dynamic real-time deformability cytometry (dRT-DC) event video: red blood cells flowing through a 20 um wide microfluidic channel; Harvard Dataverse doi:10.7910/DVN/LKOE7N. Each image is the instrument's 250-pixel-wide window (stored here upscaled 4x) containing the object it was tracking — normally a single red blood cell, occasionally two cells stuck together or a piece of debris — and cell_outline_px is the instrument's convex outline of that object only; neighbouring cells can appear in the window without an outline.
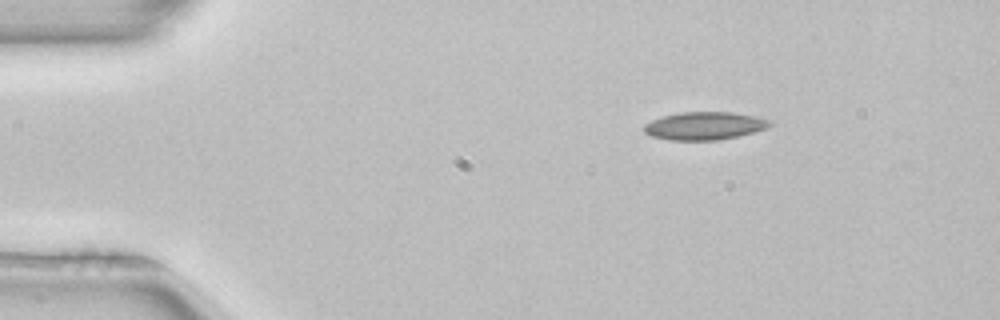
{"species": "common noctule bat (a hibernating species)", "species_latin": "Nyctalus noctula", "temperature_condition": "room temperature", "stored_images_in_passage": 44, "camera_frame_rate_fps": 3000, "um_per_image_px": 0.085, "animal": {"sex": "female", "body_mass_g": 22.7, "forearm_length_mm": 54.2}, "frame": {"image": 1, "passage_image": 1, "time_ms": 0.0, "image_size_px": [1000, 320], "cell_outline_px": [[772, 124], [768, 128], [720, 140], [672, 140], [652, 136], [644, 132], [644, 124], [652, 120], [664, 116], [680, 112], [732, 112], [756, 116], [772, 120]], "centroid_in_image_um": [59.91, 10.69], "position_along_channel_um": 25.1, "area_um2": 20.4}}
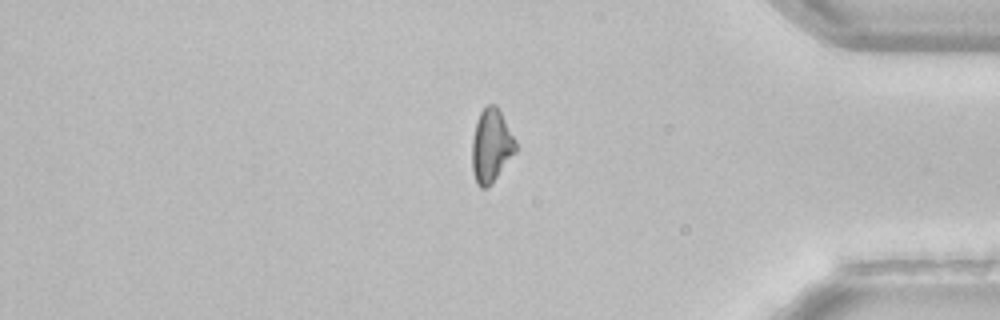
{"frame": {"image": 2, "passage_image": 36, "time_ms": 11.667, "image_size_px": [1000, 320], "cell_outline_px": [[516, 152], [492, 184], [484, 188], [480, 188], [476, 184], [472, 172], [472, 140], [476, 120], [480, 112], [488, 104], [496, 104], [516, 140]], "centroid_in_image_um": [41.74, 12.41], "position_along_channel_um": 393.5, "area_um2": 18.84}}
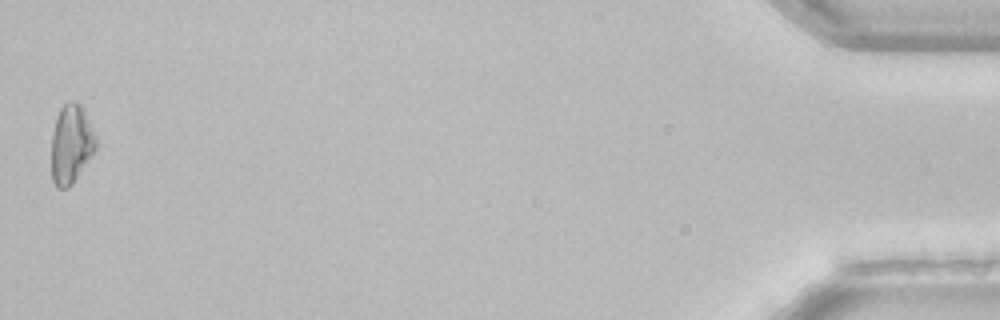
{"frame": {"image": 3, "passage_image": 44, "time_ms": 14.333, "image_size_px": [1000, 320], "cell_outline_px": [[96, 148], [92, 156], [72, 184], [68, 188], [56, 188], [52, 180], [52, 132], [56, 116], [60, 108], [64, 104], [72, 100], [76, 100], [84, 108], [96, 136]], "centroid_in_image_um": [6.05, 12.22], "position_along_channel_um": 429.1, "area_um2": 20.69}}